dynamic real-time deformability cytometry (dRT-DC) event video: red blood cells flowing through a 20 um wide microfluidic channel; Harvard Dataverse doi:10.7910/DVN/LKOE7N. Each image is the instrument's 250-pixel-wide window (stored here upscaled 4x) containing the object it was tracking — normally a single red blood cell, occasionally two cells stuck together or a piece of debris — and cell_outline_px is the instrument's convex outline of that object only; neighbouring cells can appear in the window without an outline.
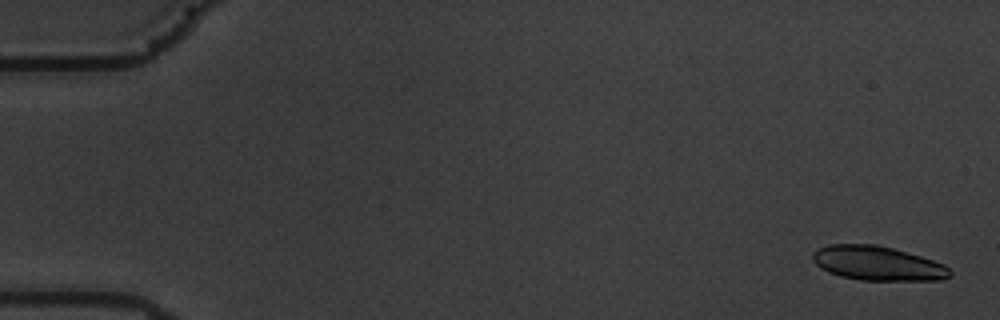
{"species": "common noctule bat (a hibernating species)", "species_latin": "Nyctalus noctula", "temperature_condition": "warm", "stored_images_in_passage": 58, "camera_frame_rate_fps": 3000, "um_per_image_px": 0.085, "animal": {"sex": "male", "body_mass_g": 19.5, "forearm_length_mm": 54.6}, "frame": {"image": 1, "passage_image": 2, "time_ms": 0.333, "image_size_px": [1000, 320], "cell_outline_px": [[952, 276], [940, 280], [860, 280], [840, 276], [828, 272], [820, 268], [812, 260], [812, 252], [828, 244], [876, 244], [892, 248], [920, 256], [944, 264], [952, 272]], "centroid_in_image_um": [74.57, 22.38], "position_along_channel_um": 10.4, "area_um2": 27.46}}
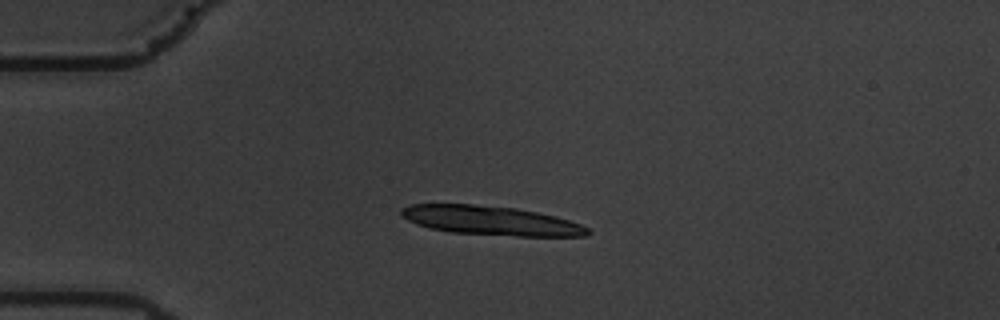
{"frame": {"image": 2, "passage_image": 15, "time_ms": 4.667, "image_size_px": [1000, 320], "cell_outline_px": [[592, 232], [588, 236], [516, 236], [452, 232], [432, 228], [416, 224], [400, 216], [400, 208], [408, 204], [472, 204], [516, 208], [556, 216], [580, 224], [588, 228]], "centroid_in_image_um": [41.71, 18.74], "position_along_channel_um": 43.3, "area_um2": 31.67}}
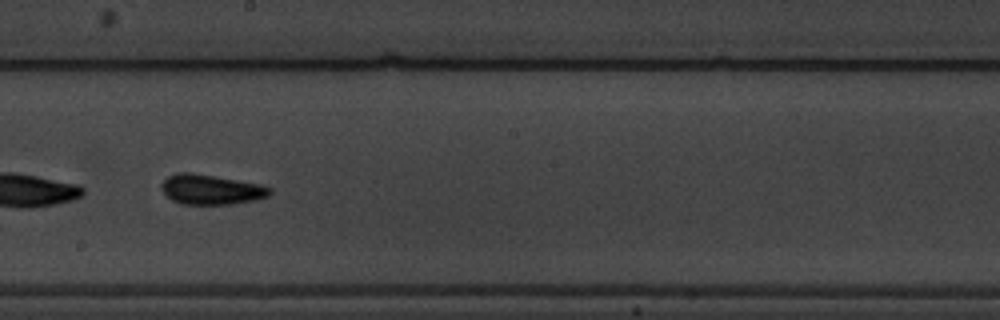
{"frame": {"image": 3, "passage_image": 34, "time_ms": 11.0, "image_size_px": [1000, 320], "cell_outline_px": [[272, 192], [268, 196], [256, 200], [232, 204], [180, 204], [172, 200], [160, 188], [160, 184], [168, 176], [176, 172], [192, 172], [260, 184], [272, 188]], "centroid_in_image_um": [17.93, 16.1], "position_along_channel_um": 230.3, "area_um2": 19.02}, "authors_computed_cell_mechanics": {"area_um2": 18.207, "velocity_mm_per_s": 3.5058, "shape_relaxation_time_tau1_ms": 3.6912, "shape_relaxation_time_tau2_ms": 1.1729, "deformation_change_tau1": 0.128, "deformation_change_tau2": 0.0643}}